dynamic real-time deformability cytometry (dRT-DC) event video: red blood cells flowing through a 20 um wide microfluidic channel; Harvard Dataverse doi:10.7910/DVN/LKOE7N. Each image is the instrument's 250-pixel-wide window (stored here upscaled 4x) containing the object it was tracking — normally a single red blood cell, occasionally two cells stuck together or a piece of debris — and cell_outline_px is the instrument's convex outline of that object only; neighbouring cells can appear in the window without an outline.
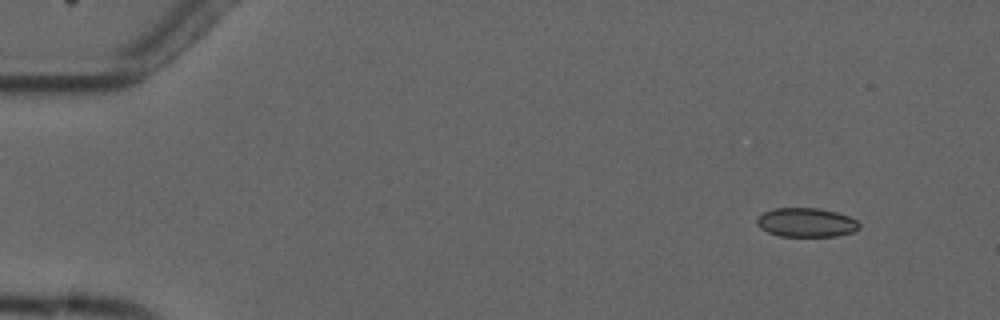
{"species": "common noctule bat (a hibernating species)", "species_latin": "Nyctalus noctula", "temperature_condition": "cold", "stored_images_in_passage": 6, "camera_frame_rate_fps": 3000, "um_per_image_px": 0.085, "animal": {"sex": "male", "forearm_length_mm": 52.5}, "frame": {"image": 1, "passage_image": 1, "time_ms": 0.0, "image_size_px": [1000, 320], "cell_outline_px": [[860, 228], [852, 232], [836, 236], [780, 236], [768, 232], [760, 228], [756, 224], [756, 220], [764, 212], [772, 208], [816, 208], [836, 212], [848, 216], [856, 220], [860, 224]], "centroid_in_image_um": [68.52, 18.91], "position_along_channel_um": 16.5, "area_um2": 17.28}}
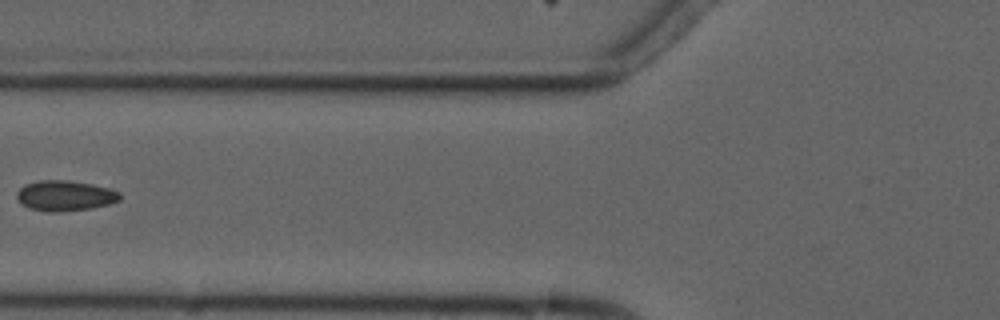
{"frame": {"image": 2, "passage_image": 5, "time_ms": 5.667, "image_size_px": [1000, 320], "cell_outline_px": [[120, 200], [108, 204], [92, 208], [56, 212], [48, 212], [28, 208], [20, 204], [16, 196], [16, 192], [24, 184], [40, 180], [68, 180], [92, 184], [108, 188], [120, 192]], "centroid_in_image_um": [5.48, 16.63], "position_along_channel_um": 120.3, "area_um2": 18.38}}
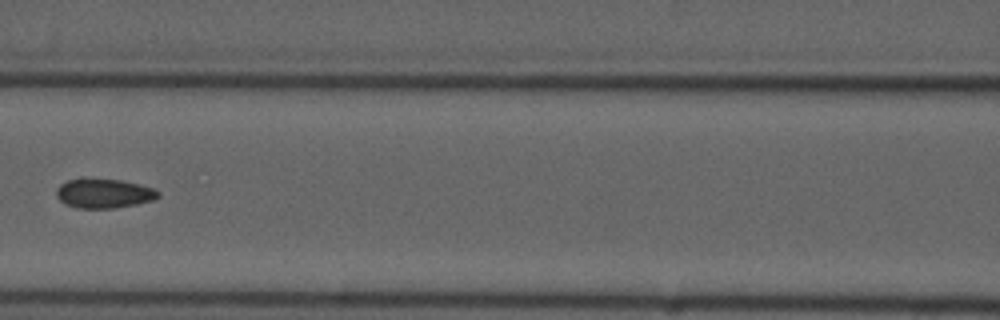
{"frame": {"image": 3, "passage_image": 6, "time_ms": 6.667, "image_size_px": [1000, 320], "cell_outline_px": [[160, 196], [152, 200], [136, 204], [116, 208], [76, 208], [64, 204], [56, 196], [56, 192], [60, 184], [68, 180], [120, 180], [140, 184], [152, 188], [160, 192]], "centroid_in_image_um": [8.84, 16.47], "position_along_channel_um": 157.8, "area_um2": 17.11}}